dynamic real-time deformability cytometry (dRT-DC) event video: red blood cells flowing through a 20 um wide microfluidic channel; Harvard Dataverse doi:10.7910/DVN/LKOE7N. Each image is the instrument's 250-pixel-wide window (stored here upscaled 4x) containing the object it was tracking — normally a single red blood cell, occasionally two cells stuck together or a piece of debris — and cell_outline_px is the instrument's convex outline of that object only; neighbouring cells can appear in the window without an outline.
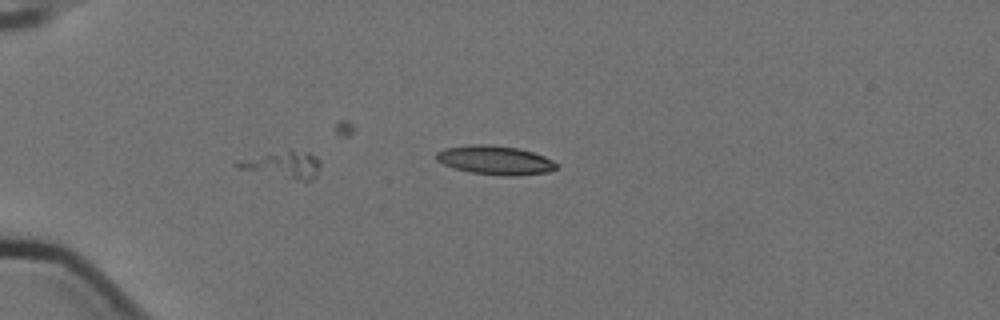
{"species": "Egyptian fruit bat (a non-hibernating species)", "species_latin": "Rousettus aegyptiacus", "temperature_condition": "cold", "stored_images_in_passage": 10, "camera_frame_rate_fps": 3000, "um_per_image_px": 0.085, "animal": {"sex": "female"}, "frame": {"image": 1, "passage_image": 7, "time_ms": 2.0, "image_size_px": [1000, 320], "cell_outline_px": [[320, 168], [316, 176], [312, 180], [300, 180], [240, 168], [236, 164], [236, 160], [288, 148], [308, 152], [316, 156], [320, 160]], "centroid_in_image_um": [24.13, 13.94], "position_along_channel_um": 60.9, "area_um2": 12.95}}
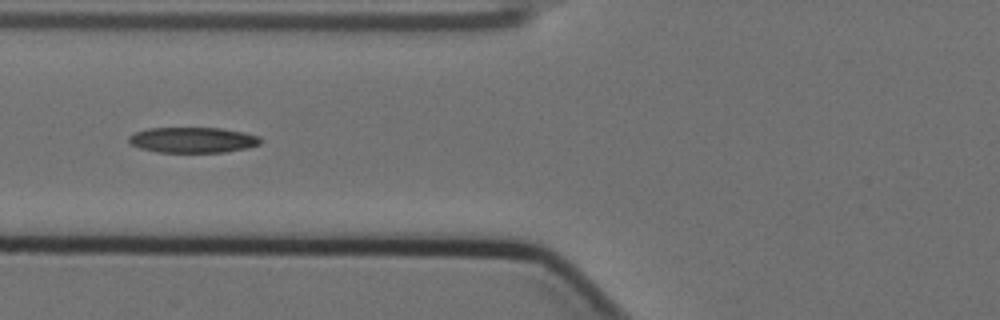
{"frame": {"image": 2, "passage_image": 9, "time_ms": 2.667, "image_size_px": [1000, 320], "cell_outline_px": [[260, 144], [248, 148], [224, 152], [156, 152], [140, 148], [128, 144], [128, 136], [136, 132], [148, 128], [220, 128], [244, 132], [256, 136], [260, 140]], "centroid_in_image_um": [16.33, 11.9], "position_along_channel_um": 109.5, "area_um2": 19.59}}
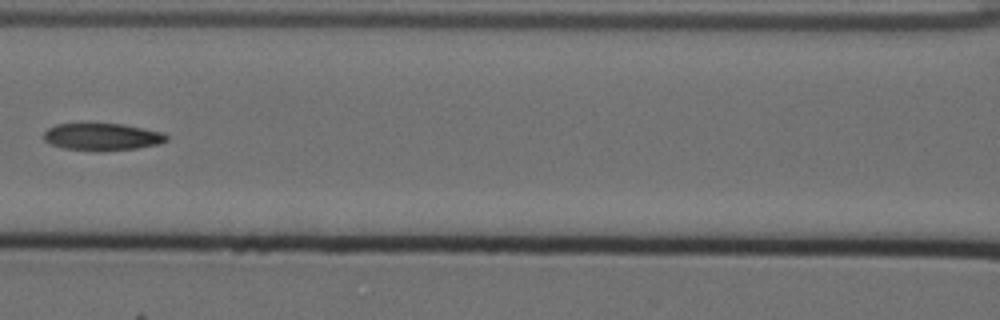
{"frame": {"image": 3, "passage_image": 10, "time_ms": 3.0, "image_size_px": [1000, 320], "cell_outline_px": [[168, 140], [160, 144], [136, 148], [100, 152], [64, 148], [52, 144], [44, 140], [44, 132], [48, 128], [56, 124], [124, 124], [164, 132], [168, 136]], "centroid_in_image_um": [8.72, 11.64], "position_along_channel_um": 157.9, "area_um2": 19.59}}